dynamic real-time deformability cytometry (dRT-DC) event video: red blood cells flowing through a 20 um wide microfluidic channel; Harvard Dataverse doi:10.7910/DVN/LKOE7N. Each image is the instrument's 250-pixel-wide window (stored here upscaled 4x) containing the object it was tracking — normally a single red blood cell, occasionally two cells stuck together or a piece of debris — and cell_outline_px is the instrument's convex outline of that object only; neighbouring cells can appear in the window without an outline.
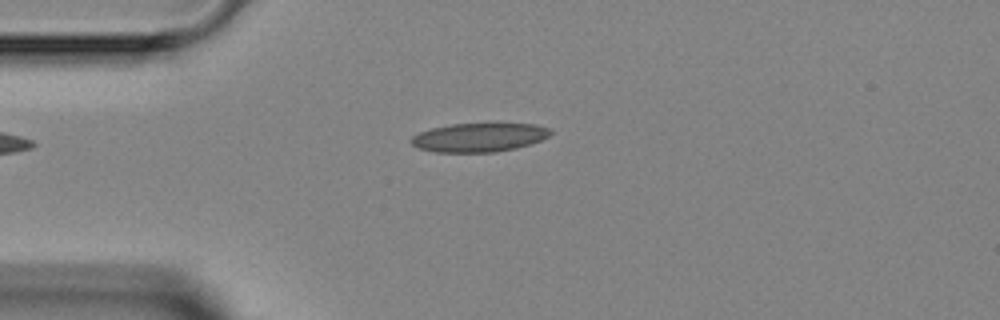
{"species": "Egyptian fruit bat (a non-hibernating species)", "species_latin": "Rousettus aegyptiacus", "temperature_condition": "room temperature", "stored_images_in_passage": 2, "camera_frame_rate_fps": 3000, "um_per_image_px": 0.085, "animal": {"sex": "female"}, "frame": {"image": 1, "passage_image": 2, "time_ms": 1.0, "image_size_px": [1000, 320], "cell_outline_px": [[552, 132], [548, 136], [540, 140], [516, 148], [496, 152], [436, 152], [420, 148], [412, 144], [408, 140], [412, 136], [420, 132], [432, 128], [452, 124], [496, 120], [536, 124], [552, 128]], "centroid_in_image_um": [40.79, 11.62], "position_along_channel_um": 44.2, "area_um2": 24.45}}